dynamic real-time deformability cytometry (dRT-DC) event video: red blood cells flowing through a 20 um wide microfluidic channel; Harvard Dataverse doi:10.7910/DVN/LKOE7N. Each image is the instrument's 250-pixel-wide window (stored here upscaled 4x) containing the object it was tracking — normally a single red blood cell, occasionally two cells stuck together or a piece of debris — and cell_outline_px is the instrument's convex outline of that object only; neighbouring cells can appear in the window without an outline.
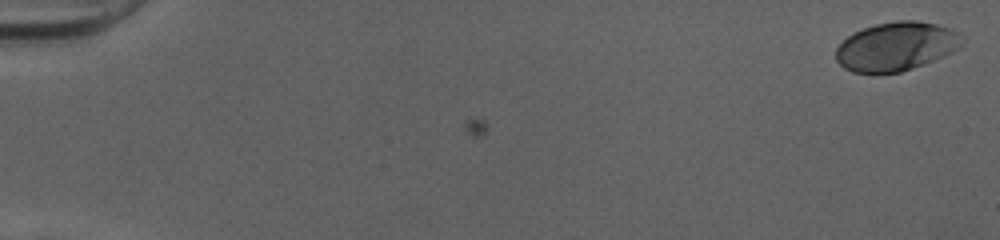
{"species": "human", "species_latin": "Homo sapiens", "temperature_condition": "cold", "stored_images_in_passage": 2, "camera_frame_rate_fps": 3000, "um_per_image_px": 0.085, "donor": {"sex": "female"}, "frame": {"image": 1, "passage_image": 2, "time_ms": 0.333, "image_size_px": [1000, 240], "cell_outline_px": [[964, 44], [952, 52], [912, 68], [900, 72], [872, 76], [852, 72], [844, 68], [836, 60], [836, 48], [848, 36], [864, 28], [876, 24], [900, 20], [916, 20], [936, 24], [960, 32], [964, 36]], "centroid_in_image_um": [76.17, 3.97], "position_along_channel_um": 8.8, "area_um2": 36.24}}